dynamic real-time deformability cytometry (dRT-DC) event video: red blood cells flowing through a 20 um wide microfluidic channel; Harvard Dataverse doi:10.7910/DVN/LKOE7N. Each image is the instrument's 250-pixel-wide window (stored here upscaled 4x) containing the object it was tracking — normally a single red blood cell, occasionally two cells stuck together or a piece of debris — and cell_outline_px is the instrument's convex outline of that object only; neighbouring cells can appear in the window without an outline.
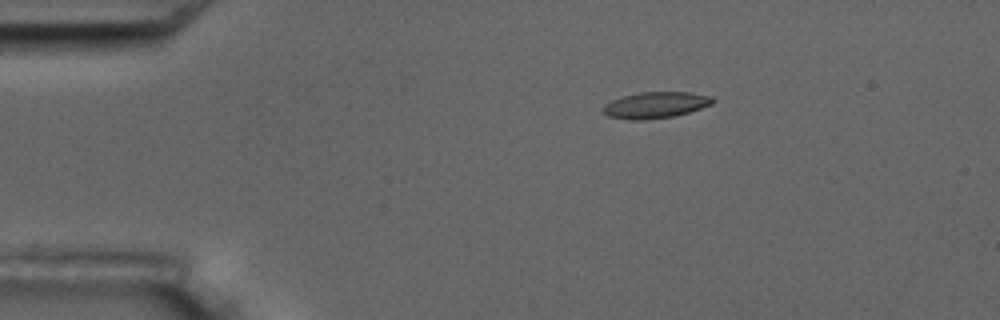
{"species": "common noctule bat (a hibernating species)", "species_latin": "Nyctalus noctula", "temperature_condition": "room temperature", "stored_images_in_passage": 4, "camera_frame_rate_fps": 3000, "um_per_image_px": 0.085, "animal": {"sex": "male", "body_mass_g": 17.5, "forearm_length_mm": 52.3}, "frame": {"image": 1, "passage_image": 3, "time_ms": 3.0, "image_size_px": [1000, 320], "cell_outline_px": [[716, 100], [712, 104], [676, 116], [644, 120], [632, 120], [608, 116], [604, 112], [604, 104], [612, 100], [624, 96], [640, 92], [688, 92], [712, 96]], "centroid_in_image_um": [55.75, 8.93], "position_along_channel_um": 29.3, "area_um2": 16.7}}